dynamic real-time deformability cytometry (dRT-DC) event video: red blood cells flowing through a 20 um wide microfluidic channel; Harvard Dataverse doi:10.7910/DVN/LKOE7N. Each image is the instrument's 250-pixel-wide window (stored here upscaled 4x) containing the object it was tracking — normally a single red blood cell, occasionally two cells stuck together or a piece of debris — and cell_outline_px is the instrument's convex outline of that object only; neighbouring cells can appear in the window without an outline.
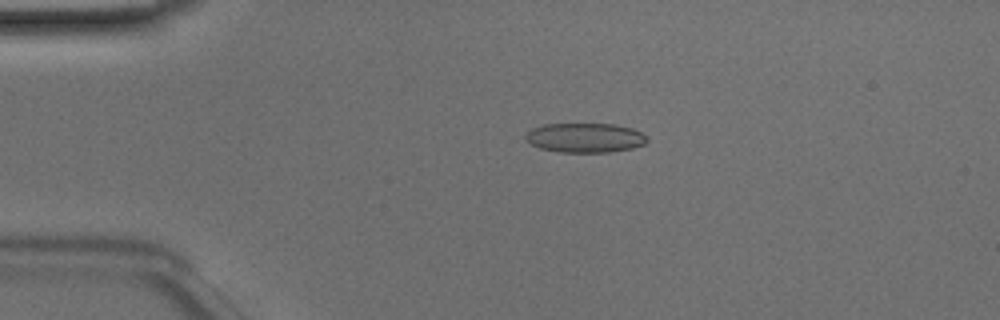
{"species": "Egyptian fruit bat (a non-hibernating species)", "species_latin": "Rousettus aegyptiacus", "temperature_condition": "room temperature", "stored_images_in_passage": 49, "camera_frame_rate_fps": 3000, "um_per_image_px": 0.085, "animal": {"sex": "male"}, "frame": {"image": 1, "passage_image": 11, "time_ms": 3.333, "image_size_px": [1000, 320], "cell_outline_px": [[648, 140], [644, 144], [632, 148], [612, 152], [560, 152], [540, 148], [524, 140], [524, 136], [532, 128], [544, 124], [616, 124], [632, 128], [648, 136]], "centroid_in_image_um": [49.74, 11.71], "position_along_channel_um": 35.3, "area_um2": 20.98}}
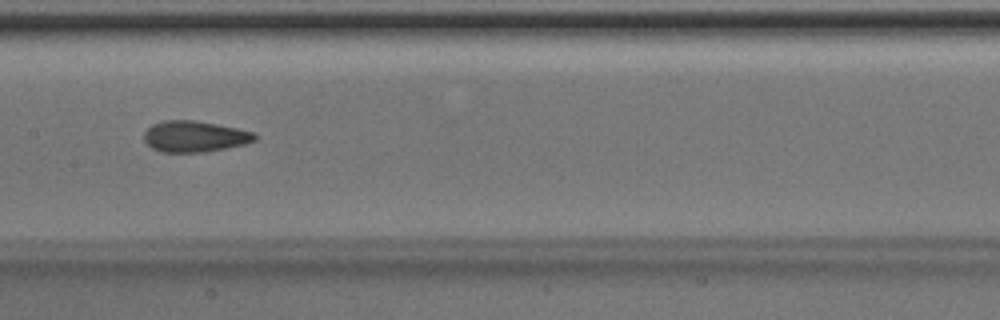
{"frame": {"image": 2, "passage_image": 25, "time_ms": 8.0, "image_size_px": [1000, 320], "cell_outline_px": [[256, 140], [244, 144], [228, 148], [204, 152], [160, 152], [152, 148], [144, 140], [144, 132], [152, 124], [164, 120], [196, 120], [236, 128], [252, 132], [256, 136]], "centroid_in_image_um": [16.52, 11.6], "position_along_channel_um": 190.9, "area_um2": 20.06}}
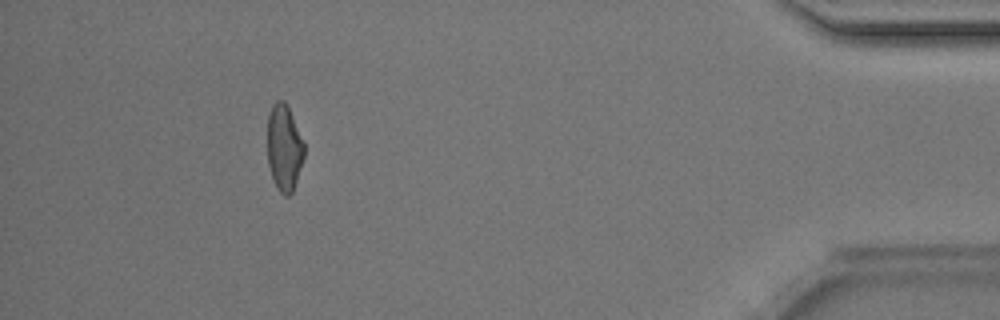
{"frame": {"image": 3, "passage_image": 45, "time_ms": 14.667, "image_size_px": [1000, 320], "cell_outline_px": [[304, 156], [292, 192], [288, 196], [284, 196], [280, 192], [272, 176], [268, 164], [268, 116], [272, 104], [276, 100], [284, 100], [288, 104], [304, 140]], "centroid_in_image_um": [24.16, 12.49], "position_along_channel_um": 411.0, "area_um2": 18.55}, "authors_computed_cell_mechanics": {"area_um2": 20.0566, "velocity_mm_per_s": 4.1759, "shape_relaxation_time_tau1_ms": 3.8662, "shape_relaxation_time_tau2_ms": 1.9545, "deformation_change_tau1": 0.113, "deformation_change_tau2": 0.0857}}